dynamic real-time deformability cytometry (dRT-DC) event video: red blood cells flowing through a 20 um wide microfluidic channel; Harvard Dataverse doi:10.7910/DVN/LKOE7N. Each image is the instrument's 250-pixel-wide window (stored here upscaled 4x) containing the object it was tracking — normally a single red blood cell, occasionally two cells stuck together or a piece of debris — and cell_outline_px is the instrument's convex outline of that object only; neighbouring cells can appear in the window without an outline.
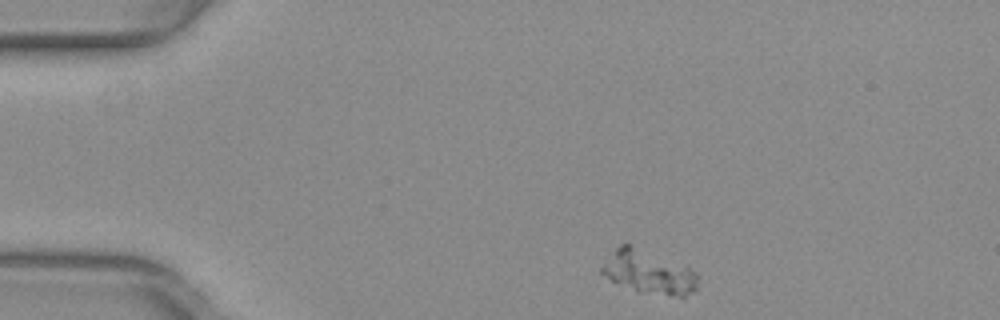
{"species": "common noctule bat (a hibernating species)", "species_latin": "Nyctalus noctula", "temperature_condition": "warm", "stored_images_in_passage": 44, "camera_frame_rate_fps": 3000, "um_per_image_px": 0.085, "animal": {"sex": "female", "body_mass_g": 29.2, "forearm_length_mm": 56.3}, "frame": {"image": 1, "passage_image": 1, "time_ms": 0.0, "image_size_px": [1000, 320], "cell_outline_px": [[696, 292], [684, 296], [672, 296], [636, 292], [612, 280], [600, 272], [600, 268], [616, 248], [620, 244], [628, 244], [688, 268], [696, 272]], "centroid_in_image_um": [55.12, 23.18], "position_along_channel_um": 29.9, "area_um2": 23.52}}
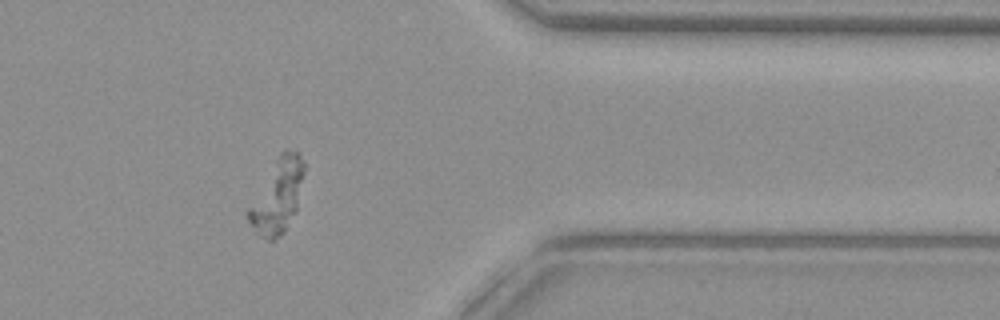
{"frame": {"image": 2, "passage_image": 35, "time_ms": 11.333, "image_size_px": [1000, 320], "cell_outline_px": [[304, 172], [296, 212], [284, 232], [280, 236], [272, 240], [268, 240], [260, 236], [248, 220], [244, 212], [280, 152], [284, 148], [300, 152], [304, 164]], "centroid_in_image_um": [23.57, 16.66], "position_along_channel_um": 387.8, "area_um2": 23.99}}
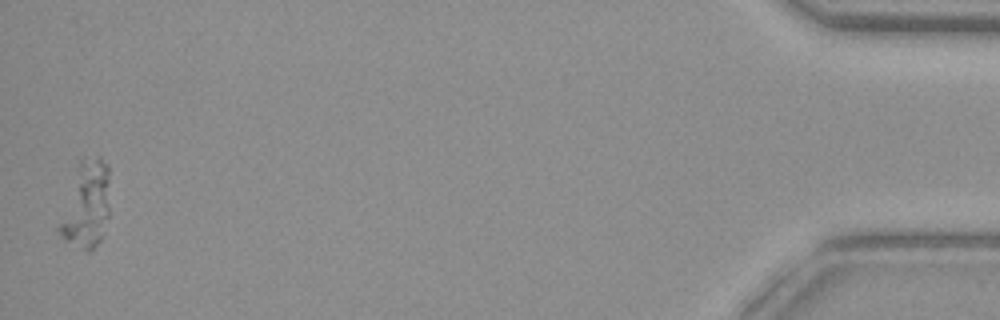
{"frame": {"image": 3, "passage_image": 44, "time_ms": 14.333, "image_size_px": [1000, 320], "cell_outline_px": [[108, 216], [100, 240], [92, 252], [88, 252], [64, 240], [56, 228], [80, 160], [84, 156], [100, 156], [108, 164]], "centroid_in_image_um": [7.33, 17.41], "position_along_channel_um": 427.9, "area_um2": 25.37}}